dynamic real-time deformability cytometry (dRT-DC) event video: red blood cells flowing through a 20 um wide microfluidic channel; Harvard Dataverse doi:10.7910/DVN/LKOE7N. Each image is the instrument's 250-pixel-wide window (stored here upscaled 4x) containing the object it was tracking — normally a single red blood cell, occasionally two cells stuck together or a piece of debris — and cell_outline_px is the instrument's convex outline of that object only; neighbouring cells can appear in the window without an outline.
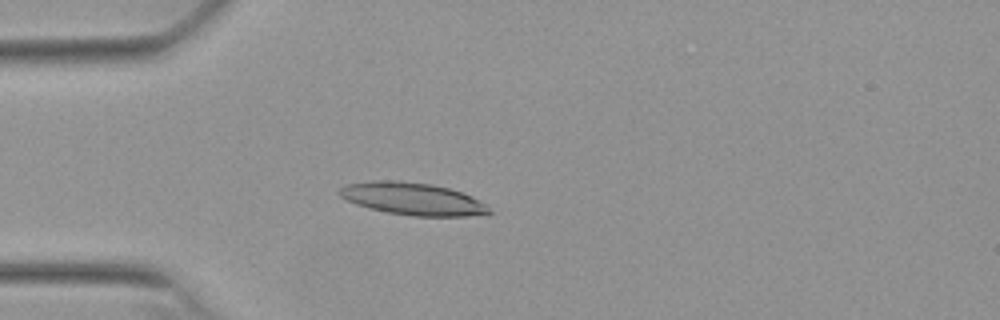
{"species": "Egyptian fruit bat (a non-hibernating species)", "species_latin": "Rousettus aegyptiacus", "temperature_condition": "warm", "stored_images_in_passage": 41, "camera_frame_rate_fps": 3000, "um_per_image_px": 0.085, "animal": {"sex": "female"}, "frame": {"image": 1, "passage_image": 11, "time_ms": 3.333, "image_size_px": [1000, 320], "cell_outline_px": [[492, 212], [468, 216], [412, 216], [388, 212], [356, 204], [340, 196], [340, 188], [348, 184], [372, 180], [396, 180], [432, 184], [448, 188], [472, 196], [488, 204]], "centroid_in_image_um": [35.12, 16.89], "position_along_channel_um": 49.9, "area_um2": 28.03}}
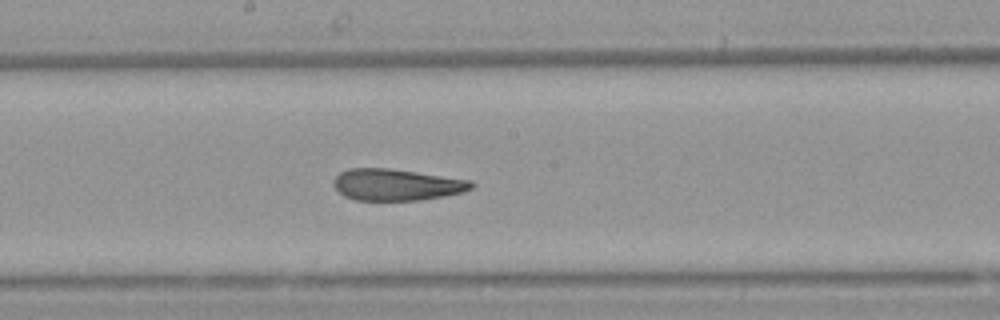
{"frame": {"image": 2, "passage_image": 25, "time_ms": 8.0, "image_size_px": [1000, 320], "cell_outline_px": [[476, 184], [472, 188], [464, 192], [444, 196], [420, 200], [356, 200], [344, 196], [332, 184], [332, 180], [340, 172], [348, 168], [392, 168], [472, 180]], "centroid_in_image_um": [33.72, 15.69], "position_along_channel_um": 214.5, "area_um2": 25.61}}
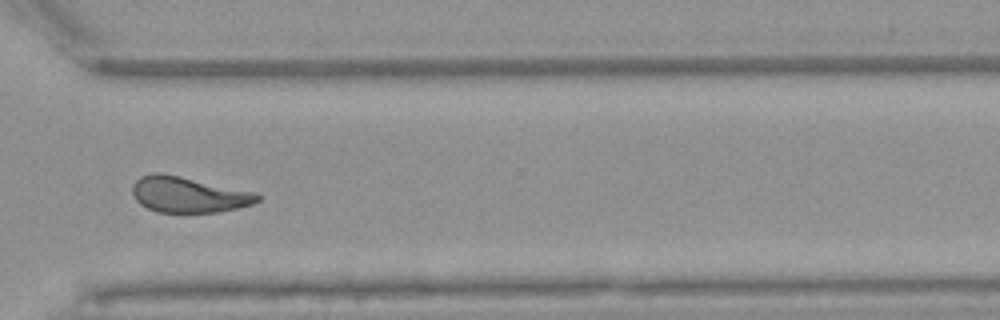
{"frame": {"image": 3, "passage_image": 36, "time_ms": 11.667, "image_size_px": [1000, 320], "cell_outline_px": [[260, 200], [252, 204], [220, 212], [156, 212], [140, 204], [132, 196], [132, 184], [140, 176], [152, 172], [160, 172], [180, 176], [256, 192], [260, 196]], "centroid_in_image_um": [15.99, 16.53], "position_along_channel_um": 354.6, "area_um2": 26.18}, "authors_computed_cell_mechanics": {"area_um2": 26.299, "velocity_mm_per_s": 3.8134, "shape_relaxation_time_tau1_ms": 10.4598, "shape_relaxation_time_tau2_ms": 2.6178, "deformation_change_tau1": 0.2832, "deformation_change_tau2": 0.124}}